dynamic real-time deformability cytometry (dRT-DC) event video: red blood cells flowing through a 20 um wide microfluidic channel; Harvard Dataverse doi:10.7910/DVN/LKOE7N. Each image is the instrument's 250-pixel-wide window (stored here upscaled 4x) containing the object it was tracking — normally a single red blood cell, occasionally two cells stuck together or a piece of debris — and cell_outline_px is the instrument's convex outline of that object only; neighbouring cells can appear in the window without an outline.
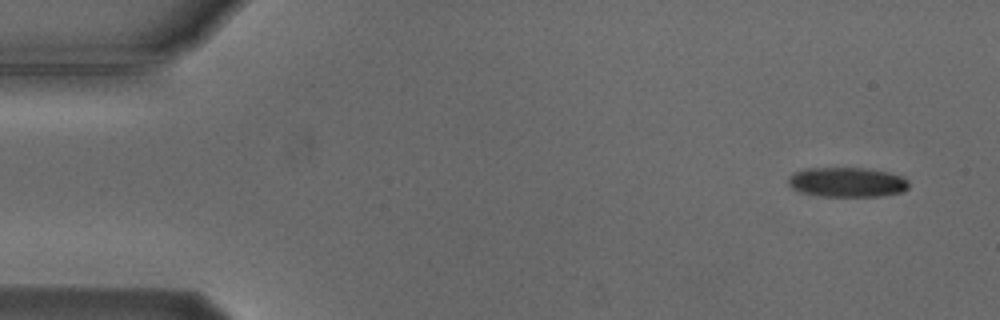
{"species": "Egyptian fruit bat (a non-hibernating species)", "species_latin": "Rousettus aegyptiacus", "temperature_condition": "cold", "stored_images_in_passage": 4, "camera_frame_rate_fps": 3000, "um_per_image_px": 0.085, "animal": {"sex": "male"}, "frame": {"image": 1, "passage_image": 1, "time_ms": 0.0, "image_size_px": [1000, 320], "cell_outline_px": [[908, 188], [900, 192], [880, 196], [820, 196], [800, 192], [792, 188], [788, 184], [788, 176], [796, 172], [808, 168], [868, 168], [888, 172], [900, 176], [908, 180]], "centroid_in_image_um": [71.98, 15.48], "position_along_channel_um": 13.0, "area_um2": 20.81}}
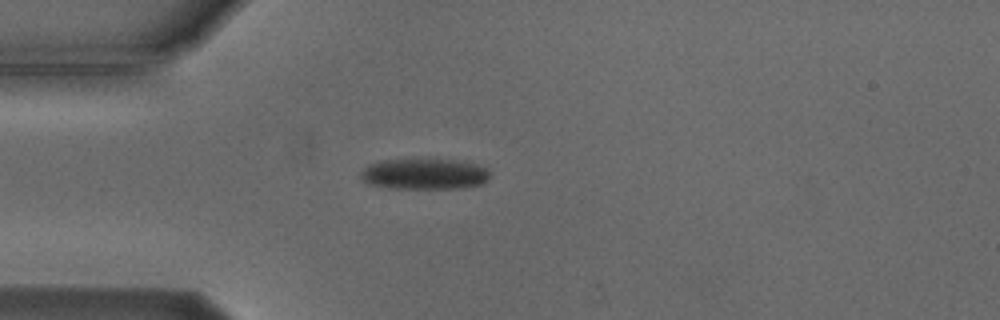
{"frame": {"image": 2, "passage_image": 4, "time_ms": 3.667, "image_size_px": [1000, 320], "cell_outline_px": [[488, 180], [484, 184], [460, 188], [388, 188], [368, 184], [360, 176], [360, 172], [368, 164], [380, 160], [452, 160], [476, 164], [488, 168]], "centroid_in_image_um": [36.06, 14.8], "position_along_channel_um": 48.9, "area_um2": 23.12}}